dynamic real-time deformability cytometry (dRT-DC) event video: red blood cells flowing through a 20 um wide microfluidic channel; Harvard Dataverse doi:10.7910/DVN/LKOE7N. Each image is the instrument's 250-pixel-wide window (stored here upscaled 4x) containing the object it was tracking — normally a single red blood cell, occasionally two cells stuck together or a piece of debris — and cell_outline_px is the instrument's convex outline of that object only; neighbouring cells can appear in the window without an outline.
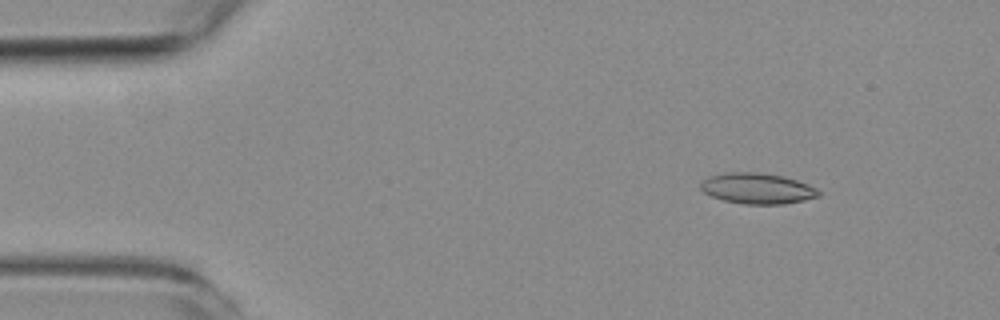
{"species": "common noctule bat (a hibernating species)", "species_latin": "Nyctalus noctula", "temperature_condition": "room temperature", "stored_images_in_passage": 4, "camera_frame_rate_fps": 3000, "um_per_image_px": 0.085, "animal": {"sex": "female", "body_mass_g": 19.3, "forearm_length_mm": 54.1}, "frame": {"image": 1, "passage_image": 2, "time_ms": 1.333, "image_size_px": [1000, 320], "cell_outline_px": [[820, 196], [804, 200], [784, 204], [744, 204], [724, 200], [712, 196], [704, 192], [700, 188], [700, 184], [708, 176], [724, 172], [756, 172], [780, 176], [796, 180], [808, 184], [816, 188], [820, 192]], "centroid_in_image_um": [64.36, 16.02], "position_along_channel_um": 20.6, "area_um2": 21.04}}